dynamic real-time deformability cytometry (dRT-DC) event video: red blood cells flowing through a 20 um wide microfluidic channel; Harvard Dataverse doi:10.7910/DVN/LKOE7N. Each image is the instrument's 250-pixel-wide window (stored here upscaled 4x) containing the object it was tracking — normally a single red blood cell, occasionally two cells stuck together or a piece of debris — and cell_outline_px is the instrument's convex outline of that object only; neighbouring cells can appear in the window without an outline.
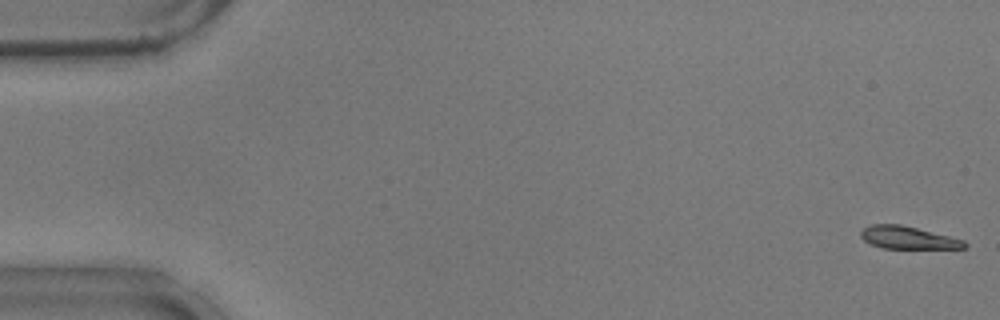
{"species": "common noctule bat (a hibernating species)", "species_latin": "Nyctalus noctula", "temperature_condition": "warm", "stored_images_in_passage": 11, "camera_frame_rate_fps": 3000, "um_per_image_px": 0.085, "animal": {"sex": "male", "body_mass_g": 17.9}, "frame": {"image": 1, "passage_image": 1, "time_ms": 0.0, "image_size_px": [1000, 320], "cell_outline_px": [[968, 244], [964, 248], [884, 248], [872, 244], [864, 240], [860, 236], [860, 232], [868, 224], [900, 224], [964, 240]], "centroid_in_image_um": [77.14, 20.19], "position_along_channel_um": 7.9, "area_um2": 13.41}}